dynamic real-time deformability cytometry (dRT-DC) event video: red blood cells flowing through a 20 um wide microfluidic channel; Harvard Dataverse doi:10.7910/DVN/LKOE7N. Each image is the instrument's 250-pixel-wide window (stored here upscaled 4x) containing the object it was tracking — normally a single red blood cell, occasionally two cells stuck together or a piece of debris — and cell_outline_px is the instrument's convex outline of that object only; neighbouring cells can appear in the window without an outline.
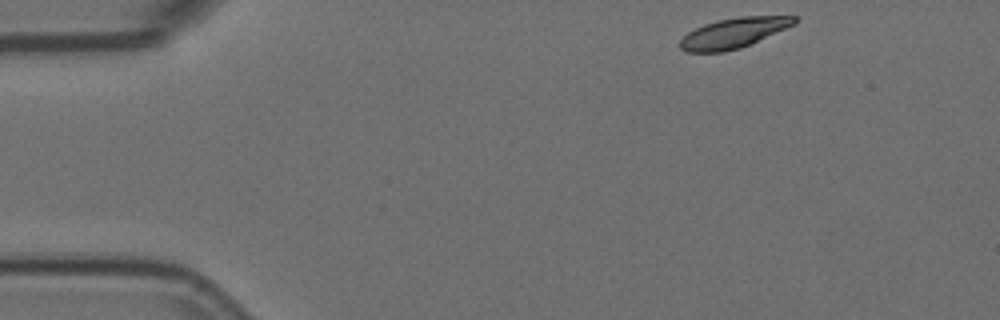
{"species": "Egyptian fruit bat (a non-hibernating species)", "species_latin": "Rousettus aegyptiacus", "temperature_condition": "room temperature", "stored_images_in_passage": 4, "segment_of_instrument_passage": [1, 2], "camera_frame_rate_fps": 3000, "um_per_image_px": 0.085, "animal": {"sex": "female"}, "frame": {"image": 1, "passage_image": 1, "time_ms": 0.0, "image_size_px": [1000, 320], "cell_outline_px": [[800, 20], [796, 24], [740, 48], [724, 52], [688, 52], [680, 48], [676, 44], [688, 32], [704, 24], [720, 20], [740, 16], [796, 16]], "centroid_in_image_um": [62.36, 2.8], "position_along_channel_um": 22.6, "area_um2": 20.06}}
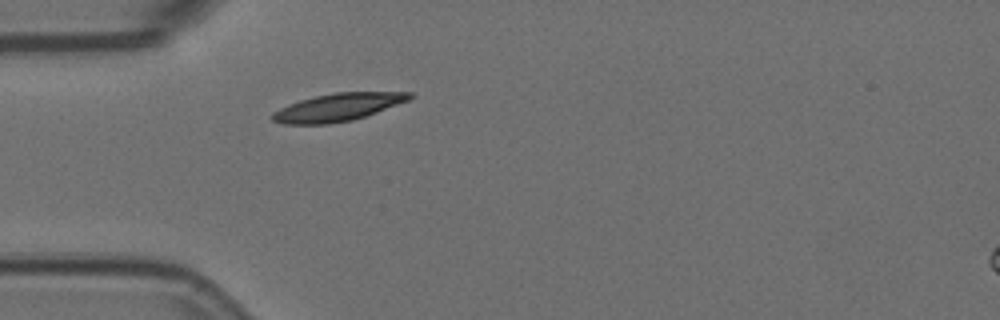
{"frame": {"image": 2, "passage_image": 3, "time_ms": 0.667, "image_size_px": [1000, 320], "cell_outline_px": [[412, 96], [408, 100], [376, 112], [352, 120], [328, 124], [284, 124], [272, 120], [268, 116], [272, 112], [288, 104], [300, 100], [332, 92], [412, 92]], "centroid_in_image_um": [28.64, 9.12], "position_along_channel_um": 56.4, "area_um2": 22.02}}